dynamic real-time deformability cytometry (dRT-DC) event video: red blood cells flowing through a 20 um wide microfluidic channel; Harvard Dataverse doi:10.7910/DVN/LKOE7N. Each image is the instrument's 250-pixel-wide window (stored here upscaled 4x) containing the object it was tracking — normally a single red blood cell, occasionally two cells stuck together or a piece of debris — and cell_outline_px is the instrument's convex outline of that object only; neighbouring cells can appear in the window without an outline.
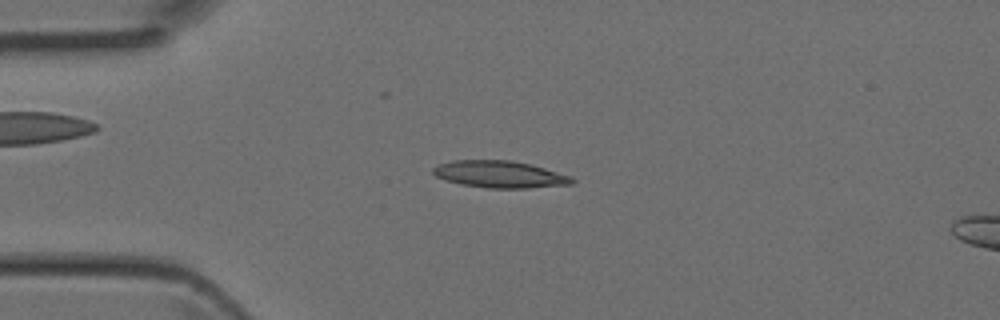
{"species": "Egyptian fruit bat (a non-hibernating species)", "species_latin": "Rousettus aegyptiacus", "temperature_condition": "room temperature", "stored_images_in_passage": 44, "camera_frame_rate_fps": 3000, "um_per_image_px": 0.085, "animal": {"sex": "female"}, "frame": {"image": 1, "passage_image": 11, "time_ms": 3.333, "image_size_px": [1000, 320], "cell_outline_px": [[576, 180], [572, 184], [528, 188], [488, 188], [460, 184], [436, 176], [432, 172], [432, 168], [436, 164], [452, 160], [508, 160], [528, 164], [544, 168], [572, 176]], "centroid_in_image_um": [42.47, 14.81], "position_along_channel_um": 42.5, "area_um2": 21.79}}
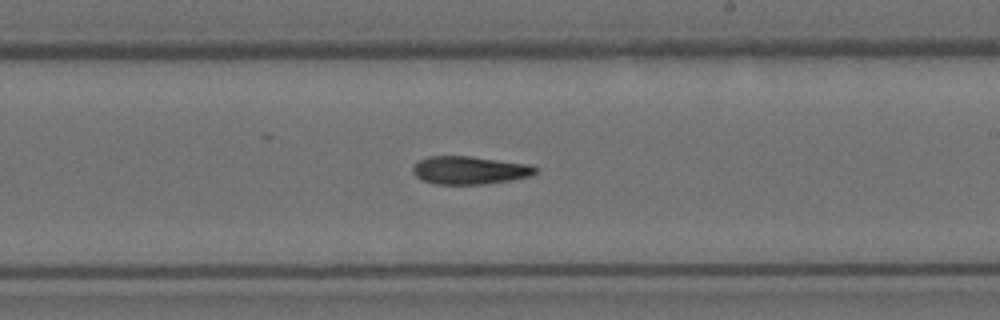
{"frame": {"image": 2, "passage_image": 26, "time_ms": 8.333, "image_size_px": [1000, 320], "cell_outline_px": [[540, 172], [532, 176], [484, 184], [432, 184], [416, 176], [412, 172], [412, 168], [420, 160], [428, 156], [472, 156], [532, 164], [540, 168]], "centroid_in_image_um": [40.0, 14.46], "position_along_channel_um": 249.0, "area_um2": 20.29}}
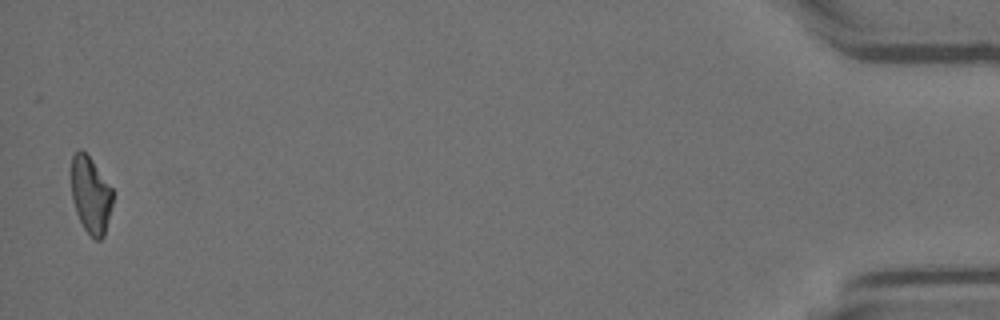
{"frame": {"image": 3, "passage_image": 44, "time_ms": 14.333, "image_size_px": [1000, 320], "cell_outline_px": [[112, 204], [104, 236], [100, 240], [96, 240], [84, 228], [76, 212], [72, 200], [68, 172], [72, 156], [80, 148], [92, 160], [112, 188]], "centroid_in_image_um": [7.65, 16.52], "position_along_channel_um": 427.6, "area_um2": 18.84}}